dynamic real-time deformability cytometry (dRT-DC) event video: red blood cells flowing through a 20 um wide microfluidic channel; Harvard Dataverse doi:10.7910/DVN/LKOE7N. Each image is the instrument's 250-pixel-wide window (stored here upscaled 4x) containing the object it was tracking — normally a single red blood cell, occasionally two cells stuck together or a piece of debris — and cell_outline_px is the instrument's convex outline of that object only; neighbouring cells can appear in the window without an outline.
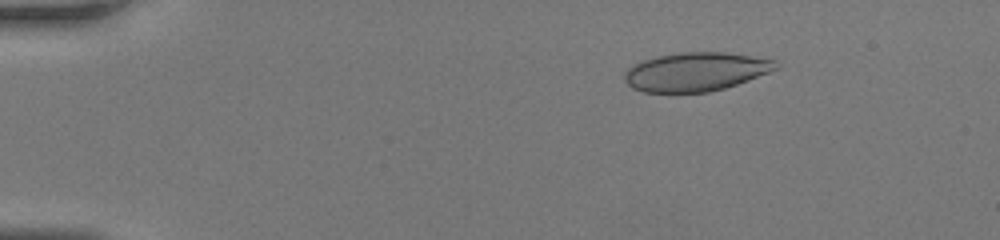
{"species": "human", "species_latin": "Homo sapiens", "temperature_condition": "room temperature", "stored_images_in_passage": 48, "camera_frame_rate_fps": 3000, "um_per_image_px": 0.085, "donor": {"sex": "female"}, "frame": {"image": 1, "passage_image": 8, "time_ms": 2.333, "image_size_px": [1000, 240], "cell_outline_px": [[780, 68], [748, 80], [724, 88], [708, 92], [644, 92], [632, 88], [624, 80], [624, 72], [628, 68], [644, 60], [656, 56], [680, 52], [728, 52], [776, 60], [780, 64]], "centroid_in_image_um": [59.17, 6.09], "position_along_channel_um": 25.8, "area_um2": 34.22}}
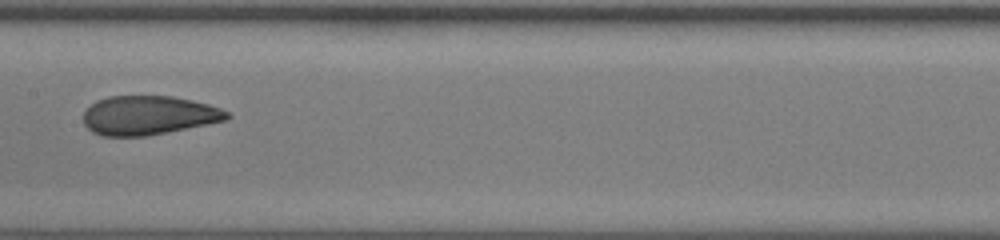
{"frame": {"image": 2, "passage_image": 26, "time_ms": 8.333, "image_size_px": [1000, 240], "cell_outline_px": [[232, 116], [228, 120], [148, 136], [104, 136], [92, 132], [84, 124], [84, 112], [96, 100], [108, 96], [172, 96], [192, 100], [208, 104], [220, 108], [228, 112]], "centroid_in_image_um": [12.65, 9.8], "position_along_channel_um": 194.8, "area_um2": 32.77}}
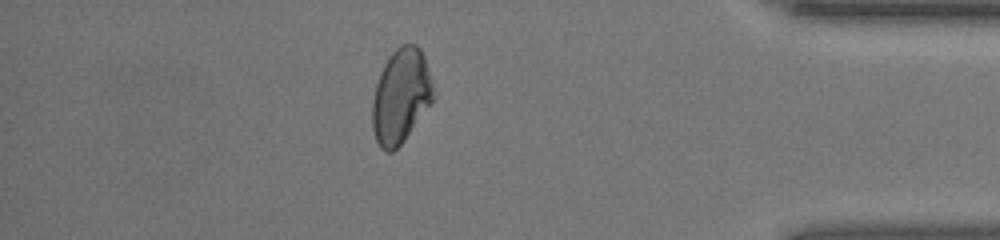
{"frame": {"image": 3, "passage_image": 42, "time_ms": 13.667, "image_size_px": [1000, 240], "cell_outline_px": [[436, 96], [432, 104], [404, 140], [392, 152], [384, 152], [380, 148], [376, 140], [372, 128], [372, 100], [376, 84], [380, 72], [388, 56], [400, 44], [416, 44], [420, 48], [424, 56], [436, 92]], "centroid_in_image_um": [34.09, 8.16], "position_along_channel_um": 401.1, "area_um2": 34.1}}